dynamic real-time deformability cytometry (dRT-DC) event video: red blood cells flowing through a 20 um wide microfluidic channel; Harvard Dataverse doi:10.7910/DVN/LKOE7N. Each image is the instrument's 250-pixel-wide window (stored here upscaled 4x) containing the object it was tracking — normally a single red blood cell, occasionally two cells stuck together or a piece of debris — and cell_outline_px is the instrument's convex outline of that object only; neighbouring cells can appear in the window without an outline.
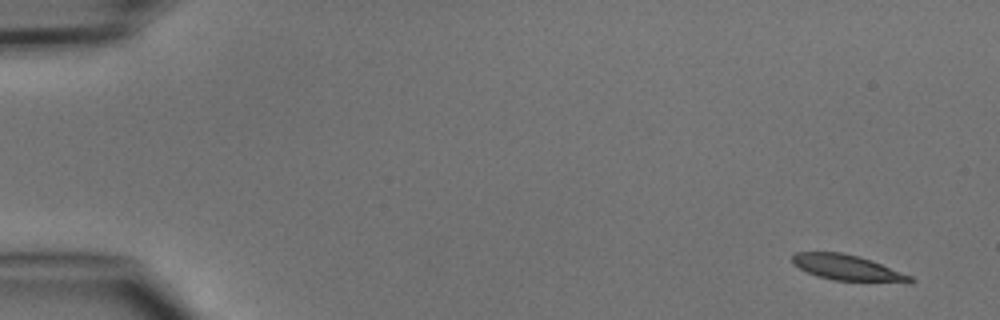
{"species": "common noctule bat (a hibernating species)", "species_latin": "Nyctalus noctula", "temperature_condition": "cold", "stored_images_in_passage": 7, "camera_frame_rate_fps": 3000, "um_per_image_px": 0.085, "animal": {"sex": "male", "body_mass_g": 15.6}, "frame": {"image": 1, "passage_image": 1, "time_ms": 0.0, "image_size_px": [1000, 320], "cell_outline_px": [[916, 280], [912, 284], [908, 284], [832, 280], [816, 276], [792, 264], [792, 256], [796, 252], [840, 252], [856, 256], [880, 264], [912, 276]], "centroid_in_image_um": [72.09, 22.8], "position_along_channel_um": 12.9, "area_um2": 17.8}}
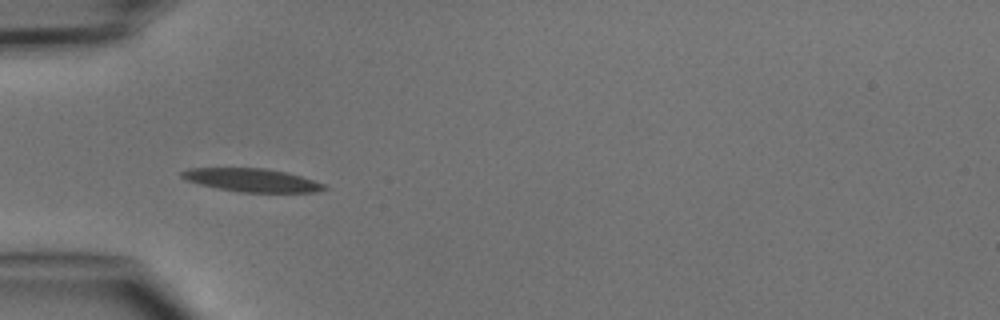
{"frame": {"image": 2, "passage_image": 4, "time_ms": 4.333, "image_size_px": [1000, 320], "cell_outline_px": [[328, 188], [316, 192], [240, 192], [216, 188], [184, 180], [180, 176], [180, 172], [188, 168], [264, 168], [284, 172], [300, 176], [324, 184]], "centroid_in_image_um": [21.35, 15.31], "position_along_channel_um": 63.6, "area_um2": 19.19}}
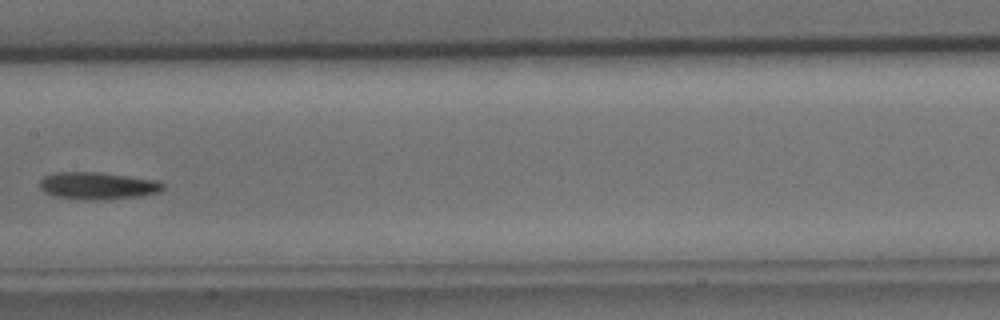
{"frame": {"image": 3, "passage_image": 7, "time_ms": 7.667, "image_size_px": [1000, 320], "cell_outline_px": [[164, 188], [160, 192], [144, 196], [108, 200], [84, 200], [56, 196], [44, 192], [40, 188], [40, 180], [44, 176], [56, 172], [100, 172], [156, 180], [164, 184]], "centroid_in_image_um": [8.33, 15.8], "position_along_channel_um": 199.1, "area_um2": 19.83}}